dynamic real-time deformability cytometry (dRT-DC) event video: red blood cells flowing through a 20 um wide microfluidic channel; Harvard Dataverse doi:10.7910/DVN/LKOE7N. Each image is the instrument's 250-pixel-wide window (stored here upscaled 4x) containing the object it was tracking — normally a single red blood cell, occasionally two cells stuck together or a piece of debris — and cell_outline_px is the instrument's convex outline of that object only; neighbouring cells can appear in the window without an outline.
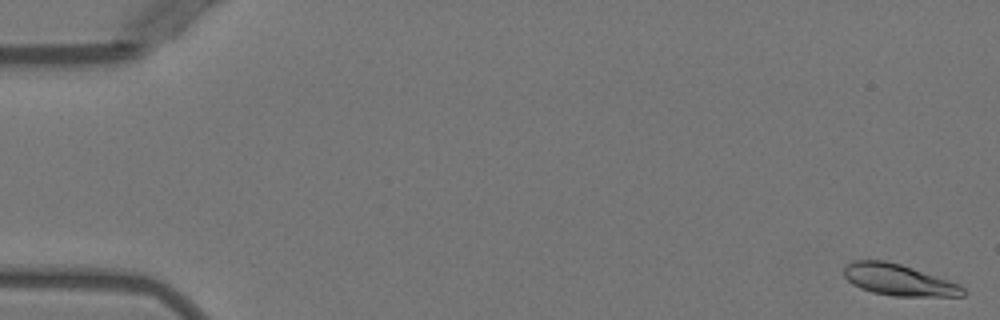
{"species": "Egyptian fruit bat (a non-hibernating species)", "species_latin": "Rousettus aegyptiacus", "temperature_condition": "warm", "stored_images_in_passage": 4, "camera_frame_rate_fps": 3000, "um_per_image_px": 0.085, "animal": {"sex": "female"}, "frame": {"image": 1, "passage_image": 1, "time_ms": 0.0, "image_size_px": [1000, 320], "cell_outline_px": [[964, 296], [892, 296], [872, 292], [860, 288], [852, 284], [844, 276], [844, 264], [852, 260], [884, 260], [900, 264], [960, 284], [964, 288]], "centroid_in_image_um": [76.34, 23.79], "position_along_channel_um": 8.7, "area_um2": 21.73}}
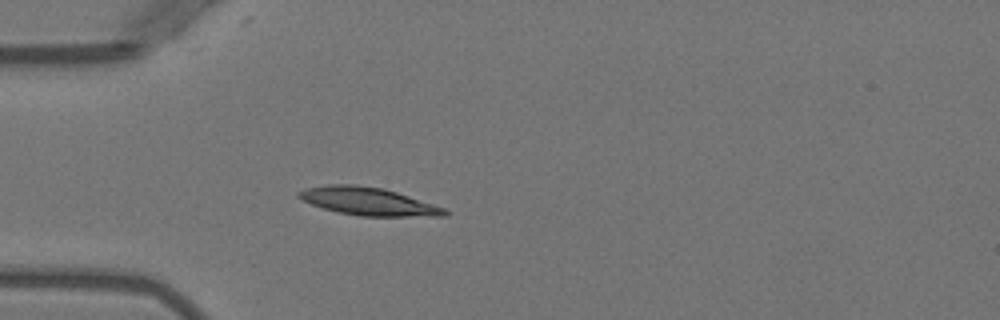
{"frame": {"image": 2, "passage_image": 4, "time_ms": 4.667, "image_size_px": [1000, 320], "cell_outline_px": [[448, 216], [360, 216], [336, 212], [300, 200], [296, 196], [296, 192], [304, 188], [328, 184], [356, 184], [384, 188], [444, 208], [448, 212]], "centroid_in_image_um": [31.22, 17.11], "position_along_channel_um": 53.8, "area_um2": 23.76}}